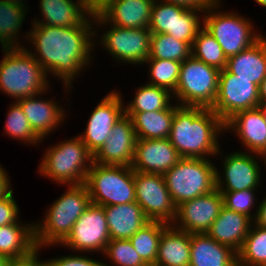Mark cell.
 <instances>
[{"label":"cell","mask_w":266,"mask_h":266,"mask_svg":"<svg viewBox=\"0 0 266 266\" xmlns=\"http://www.w3.org/2000/svg\"><path fill=\"white\" fill-rule=\"evenodd\" d=\"M40 247H36L29 254L19 257L8 259L5 266H40Z\"/></svg>","instance_id":"cell-44"},{"label":"cell","mask_w":266,"mask_h":266,"mask_svg":"<svg viewBox=\"0 0 266 266\" xmlns=\"http://www.w3.org/2000/svg\"><path fill=\"white\" fill-rule=\"evenodd\" d=\"M98 39L102 50L108 51L120 64L143 65L150 57L151 32L148 28H121L111 25ZM122 61V62H121Z\"/></svg>","instance_id":"cell-13"},{"label":"cell","mask_w":266,"mask_h":266,"mask_svg":"<svg viewBox=\"0 0 266 266\" xmlns=\"http://www.w3.org/2000/svg\"><path fill=\"white\" fill-rule=\"evenodd\" d=\"M191 234L169 225L161 234L155 266H189Z\"/></svg>","instance_id":"cell-27"},{"label":"cell","mask_w":266,"mask_h":266,"mask_svg":"<svg viewBox=\"0 0 266 266\" xmlns=\"http://www.w3.org/2000/svg\"><path fill=\"white\" fill-rule=\"evenodd\" d=\"M220 70L190 55L180 66L177 88L172 94L181 106L211 108L218 93Z\"/></svg>","instance_id":"cell-9"},{"label":"cell","mask_w":266,"mask_h":266,"mask_svg":"<svg viewBox=\"0 0 266 266\" xmlns=\"http://www.w3.org/2000/svg\"><path fill=\"white\" fill-rule=\"evenodd\" d=\"M104 207L91 203L73 225L71 233L60 244L80 253L102 252L110 241Z\"/></svg>","instance_id":"cell-11"},{"label":"cell","mask_w":266,"mask_h":266,"mask_svg":"<svg viewBox=\"0 0 266 266\" xmlns=\"http://www.w3.org/2000/svg\"><path fill=\"white\" fill-rule=\"evenodd\" d=\"M5 1H7L8 3H11V4H17V5H19V6H23V7H25L26 8V4L25 3H27V2H25L26 0H5ZM25 4V5H24Z\"/></svg>","instance_id":"cell-50"},{"label":"cell","mask_w":266,"mask_h":266,"mask_svg":"<svg viewBox=\"0 0 266 266\" xmlns=\"http://www.w3.org/2000/svg\"><path fill=\"white\" fill-rule=\"evenodd\" d=\"M215 166L210 159L181 158L163 175L176 207L216 189Z\"/></svg>","instance_id":"cell-7"},{"label":"cell","mask_w":266,"mask_h":266,"mask_svg":"<svg viewBox=\"0 0 266 266\" xmlns=\"http://www.w3.org/2000/svg\"><path fill=\"white\" fill-rule=\"evenodd\" d=\"M221 2V0L216 1L201 16L203 27L216 39L228 59L253 45L262 34L253 30L254 26L250 19L242 14L220 11Z\"/></svg>","instance_id":"cell-6"},{"label":"cell","mask_w":266,"mask_h":266,"mask_svg":"<svg viewBox=\"0 0 266 266\" xmlns=\"http://www.w3.org/2000/svg\"><path fill=\"white\" fill-rule=\"evenodd\" d=\"M254 210L257 214L253 220V223L261 228L266 229V195L262 202L259 203V206Z\"/></svg>","instance_id":"cell-47"},{"label":"cell","mask_w":266,"mask_h":266,"mask_svg":"<svg viewBox=\"0 0 266 266\" xmlns=\"http://www.w3.org/2000/svg\"><path fill=\"white\" fill-rule=\"evenodd\" d=\"M225 69L239 79L251 80L258 87L266 77V40L257 42L227 59Z\"/></svg>","instance_id":"cell-24"},{"label":"cell","mask_w":266,"mask_h":266,"mask_svg":"<svg viewBox=\"0 0 266 266\" xmlns=\"http://www.w3.org/2000/svg\"><path fill=\"white\" fill-rule=\"evenodd\" d=\"M256 3L266 8V0H254Z\"/></svg>","instance_id":"cell-53"},{"label":"cell","mask_w":266,"mask_h":266,"mask_svg":"<svg viewBox=\"0 0 266 266\" xmlns=\"http://www.w3.org/2000/svg\"><path fill=\"white\" fill-rule=\"evenodd\" d=\"M134 184L136 202L147 219L171 225L176 217V205L163 175L134 171Z\"/></svg>","instance_id":"cell-10"},{"label":"cell","mask_w":266,"mask_h":266,"mask_svg":"<svg viewBox=\"0 0 266 266\" xmlns=\"http://www.w3.org/2000/svg\"><path fill=\"white\" fill-rule=\"evenodd\" d=\"M115 266H147L129 239H114L107 243L104 254Z\"/></svg>","instance_id":"cell-39"},{"label":"cell","mask_w":266,"mask_h":266,"mask_svg":"<svg viewBox=\"0 0 266 266\" xmlns=\"http://www.w3.org/2000/svg\"><path fill=\"white\" fill-rule=\"evenodd\" d=\"M45 151L38 165L39 174L64 186L85 183L93 154L78 136L57 142Z\"/></svg>","instance_id":"cell-5"},{"label":"cell","mask_w":266,"mask_h":266,"mask_svg":"<svg viewBox=\"0 0 266 266\" xmlns=\"http://www.w3.org/2000/svg\"><path fill=\"white\" fill-rule=\"evenodd\" d=\"M39 4L42 20L36 18L32 25L74 27L94 13L88 0H39Z\"/></svg>","instance_id":"cell-22"},{"label":"cell","mask_w":266,"mask_h":266,"mask_svg":"<svg viewBox=\"0 0 266 266\" xmlns=\"http://www.w3.org/2000/svg\"><path fill=\"white\" fill-rule=\"evenodd\" d=\"M201 12L204 11L186 8L180 16H176L175 39L192 46L198 31L203 27V17L199 15Z\"/></svg>","instance_id":"cell-40"},{"label":"cell","mask_w":266,"mask_h":266,"mask_svg":"<svg viewBox=\"0 0 266 266\" xmlns=\"http://www.w3.org/2000/svg\"><path fill=\"white\" fill-rule=\"evenodd\" d=\"M222 207L223 197L216 188L208 194L179 204L171 225L190 234L207 233Z\"/></svg>","instance_id":"cell-16"},{"label":"cell","mask_w":266,"mask_h":266,"mask_svg":"<svg viewBox=\"0 0 266 266\" xmlns=\"http://www.w3.org/2000/svg\"><path fill=\"white\" fill-rule=\"evenodd\" d=\"M185 9L180 5L155 0L148 27L149 31L152 34L167 33L175 38L176 16H180Z\"/></svg>","instance_id":"cell-37"},{"label":"cell","mask_w":266,"mask_h":266,"mask_svg":"<svg viewBox=\"0 0 266 266\" xmlns=\"http://www.w3.org/2000/svg\"><path fill=\"white\" fill-rule=\"evenodd\" d=\"M7 258L0 254V266H5L7 262Z\"/></svg>","instance_id":"cell-52"},{"label":"cell","mask_w":266,"mask_h":266,"mask_svg":"<svg viewBox=\"0 0 266 266\" xmlns=\"http://www.w3.org/2000/svg\"><path fill=\"white\" fill-rule=\"evenodd\" d=\"M40 95L42 97L44 92L17 100L16 102L22 108L35 134L43 141L64 122L66 109L63 108L64 106L59 105L55 99H40Z\"/></svg>","instance_id":"cell-20"},{"label":"cell","mask_w":266,"mask_h":266,"mask_svg":"<svg viewBox=\"0 0 266 266\" xmlns=\"http://www.w3.org/2000/svg\"><path fill=\"white\" fill-rule=\"evenodd\" d=\"M259 108L262 110V113L266 121V105H260Z\"/></svg>","instance_id":"cell-54"},{"label":"cell","mask_w":266,"mask_h":266,"mask_svg":"<svg viewBox=\"0 0 266 266\" xmlns=\"http://www.w3.org/2000/svg\"><path fill=\"white\" fill-rule=\"evenodd\" d=\"M182 62L148 58L143 64H147L150 79L147 84L167 89L174 93L180 74Z\"/></svg>","instance_id":"cell-36"},{"label":"cell","mask_w":266,"mask_h":266,"mask_svg":"<svg viewBox=\"0 0 266 266\" xmlns=\"http://www.w3.org/2000/svg\"><path fill=\"white\" fill-rule=\"evenodd\" d=\"M36 248L34 222L17 223L0 227V254L7 259L19 258Z\"/></svg>","instance_id":"cell-29"},{"label":"cell","mask_w":266,"mask_h":266,"mask_svg":"<svg viewBox=\"0 0 266 266\" xmlns=\"http://www.w3.org/2000/svg\"><path fill=\"white\" fill-rule=\"evenodd\" d=\"M107 0H88L90 7L95 12Z\"/></svg>","instance_id":"cell-49"},{"label":"cell","mask_w":266,"mask_h":266,"mask_svg":"<svg viewBox=\"0 0 266 266\" xmlns=\"http://www.w3.org/2000/svg\"><path fill=\"white\" fill-rule=\"evenodd\" d=\"M2 52L0 92L17 101L51 89L48 75L25 47L3 48Z\"/></svg>","instance_id":"cell-4"},{"label":"cell","mask_w":266,"mask_h":266,"mask_svg":"<svg viewBox=\"0 0 266 266\" xmlns=\"http://www.w3.org/2000/svg\"><path fill=\"white\" fill-rule=\"evenodd\" d=\"M189 266H238L237 253L208 234H191Z\"/></svg>","instance_id":"cell-26"},{"label":"cell","mask_w":266,"mask_h":266,"mask_svg":"<svg viewBox=\"0 0 266 266\" xmlns=\"http://www.w3.org/2000/svg\"><path fill=\"white\" fill-rule=\"evenodd\" d=\"M103 207L111 240L130 239L149 222L136 201Z\"/></svg>","instance_id":"cell-25"},{"label":"cell","mask_w":266,"mask_h":266,"mask_svg":"<svg viewBox=\"0 0 266 266\" xmlns=\"http://www.w3.org/2000/svg\"><path fill=\"white\" fill-rule=\"evenodd\" d=\"M190 55L191 46L187 42L179 41L167 33L151 34L149 58L183 62Z\"/></svg>","instance_id":"cell-35"},{"label":"cell","mask_w":266,"mask_h":266,"mask_svg":"<svg viewBox=\"0 0 266 266\" xmlns=\"http://www.w3.org/2000/svg\"><path fill=\"white\" fill-rule=\"evenodd\" d=\"M237 265L266 266V229L252 223L243 246L237 253Z\"/></svg>","instance_id":"cell-33"},{"label":"cell","mask_w":266,"mask_h":266,"mask_svg":"<svg viewBox=\"0 0 266 266\" xmlns=\"http://www.w3.org/2000/svg\"><path fill=\"white\" fill-rule=\"evenodd\" d=\"M40 266H55L49 259L40 262Z\"/></svg>","instance_id":"cell-51"},{"label":"cell","mask_w":266,"mask_h":266,"mask_svg":"<svg viewBox=\"0 0 266 266\" xmlns=\"http://www.w3.org/2000/svg\"><path fill=\"white\" fill-rule=\"evenodd\" d=\"M11 187L10 177L3 166L0 165V199L6 197L13 190Z\"/></svg>","instance_id":"cell-46"},{"label":"cell","mask_w":266,"mask_h":266,"mask_svg":"<svg viewBox=\"0 0 266 266\" xmlns=\"http://www.w3.org/2000/svg\"><path fill=\"white\" fill-rule=\"evenodd\" d=\"M252 223L253 220L247 215L237 213L223 206L206 234L238 253Z\"/></svg>","instance_id":"cell-23"},{"label":"cell","mask_w":266,"mask_h":266,"mask_svg":"<svg viewBox=\"0 0 266 266\" xmlns=\"http://www.w3.org/2000/svg\"><path fill=\"white\" fill-rule=\"evenodd\" d=\"M6 113L7 119L5 123L4 132L12 139L20 140L26 145H40L43 142L31 128L27 117L24 115L20 105L13 101Z\"/></svg>","instance_id":"cell-38"},{"label":"cell","mask_w":266,"mask_h":266,"mask_svg":"<svg viewBox=\"0 0 266 266\" xmlns=\"http://www.w3.org/2000/svg\"><path fill=\"white\" fill-rule=\"evenodd\" d=\"M260 105H266V77L259 85Z\"/></svg>","instance_id":"cell-48"},{"label":"cell","mask_w":266,"mask_h":266,"mask_svg":"<svg viewBox=\"0 0 266 266\" xmlns=\"http://www.w3.org/2000/svg\"><path fill=\"white\" fill-rule=\"evenodd\" d=\"M259 106V87L256 84L239 79L226 69L220 71L218 93L211 109L224 123L239 111Z\"/></svg>","instance_id":"cell-12"},{"label":"cell","mask_w":266,"mask_h":266,"mask_svg":"<svg viewBox=\"0 0 266 266\" xmlns=\"http://www.w3.org/2000/svg\"><path fill=\"white\" fill-rule=\"evenodd\" d=\"M175 105L164 110L151 112L125 113L132 120L137 139H166L169 137Z\"/></svg>","instance_id":"cell-28"},{"label":"cell","mask_w":266,"mask_h":266,"mask_svg":"<svg viewBox=\"0 0 266 266\" xmlns=\"http://www.w3.org/2000/svg\"><path fill=\"white\" fill-rule=\"evenodd\" d=\"M162 1L180 5L188 9H198L201 11H205L218 0H162Z\"/></svg>","instance_id":"cell-45"},{"label":"cell","mask_w":266,"mask_h":266,"mask_svg":"<svg viewBox=\"0 0 266 266\" xmlns=\"http://www.w3.org/2000/svg\"><path fill=\"white\" fill-rule=\"evenodd\" d=\"M155 0H107L94 12V25L148 28Z\"/></svg>","instance_id":"cell-17"},{"label":"cell","mask_w":266,"mask_h":266,"mask_svg":"<svg viewBox=\"0 0 266 266\" xmlns=\"http://www.w3.org/2000/svg\"><path fill=\"white\" fill-rule=\"evenodd\" d=\"M13 190L4 198L0 199V227L17 223L19 218V206L14 197Z\"/></svg>","instance_id":"cell-42"},{"label":"cell","mask_w":266,"mask_h":266,"mask_svg":"<svg viewBox=\"0 0 266 266\" xmlns=\"http://www.w3.org/2000/svg\"><path fill=\"white\" fill-rule=\"evenodd\" d=\"M182 157L166 139H137L131 167L142 173L164 175Z\"/></svg>","instance_id":"cell-19"},{"label":"cell","mask_w":266,"mask_h":266,"mask_svg":"<svg viewBox=\"0 0 266 266\" xmlns=\"http://www.w3.org/2000/svg\"><path fill=\"white\" fill-rule=\"evenodd\" d=\"M121 92H109L92 111L87 126L79 138L94 155L110 136L114 124L124 115V102Z\"/></svg>","instance_id":"cell-15"},{"label":"cell","mask_w":266,"mask_h":266,"mask_svg":"<svg viewBox=\"0 0 266 266\" xmlns=\"http://www.w3.org/2000/svg\"><path fill=\"white\" fill-rule=\"evenodd\" d=\"M91 203L100 206L135 202L134 170L131 166L93 163L84 183Z\"/></svg>","instance_id":"cell-8"},{"label":"cell","mask_w":266,"mask_h":266,"mask_svg":"<svg viewBox=\"0 0 266 266\" xmlns=\"http://www.w3.org/2000/svg\"><path fill=\"white\" fill-rule=\"evenodd\" d=\"M224 132V122L211 108L181 106L175 102L168 139L182 158L209 159L222 155L218 138Z\"/></svg>","instance_id":"cell-2"},{"label":"cell","mask_w":266,"mask_h":266,"mask_svg":"<svg viewBox=\"0 0 266 266\" xmlns=\"http://www.w3.org/2000/svg\"><path fill=\"white\" fill-rule=\"evenodd\" d=\"M65 193L47 209L43 221L34 224L36 247L59 246L71 233L73 225L91 204L85 184L67 185ZM59 244V245H58Z\"/></svg>","instance_id":"cell-3"},{"label":"cell","mask_w":266,"mask_h":266,"mask_svg":"<svg viewBox=\"0 0 266 266\" xmlns=\"http://www.w3.org/2000/svg\"><path fill=\"white\" fill-rule=\"evenodd\" d=\"M262 162H264V163H265V164H263V165H264V167H266V155H263Z\"/></svg>","instance_id":"cell-55"},{"label":"cell","mask_w":266,"mask_h":266,"mask_svg":"<svg viewBox=\"0 0 266 266\" xmlns=\"http://www.w3.org/2000/svg\"><path fill=\"white\" fill-rule=\"evenodd\" d=\"M83 256H79L78 253L77 255H67V256H62L57 257V258H52L49 259L55 266H113V265H108L104 264L106 262H101L98 260H95L93 258H89L86 255L84 256V253L82 254Z\"/></svg>","instance_id":"cell-43"},{"label":"cell","mask_w":266,"mask_h":266,"mask_svg":"<svg viewBox=\"0 0 266 266\" xmlns=\"http://www.w3.org/2000/svg\"><path fill=\"white\" fill-rule=\"evenodd\" d=\"M91 20V21H90ZM94 25V13L81 25L74 27H56L32 25L25 35V42L33 44L32 49L25 48L41 65L47 75L61 79L68 94L75 78L87 66L92 64V52L98 35ZM95 27V28H94ZM92 29V30H91ZM94 38V42L93 41ZM91 61V62H90Z\"/></svg>","instance_id":"cell-1"},{"label":"cell","mask_w":266,"mask_h":266,"mask_svg":"<svg viewBox=\"0 0 266 266\" xmlns=\"http://www.w3.org/2000/svg\"><path fill=\"white\" fill-rule=\"evenodd\" d=\"M29 8L0 0V45L3 48H20L18 34ZM18 40V41H17Z\"/></svg>","instance_id":"cell-30"},{"label":"cell","mask_w":266,"mask_h":266,"mask_svg":"<svg viewBox=\"0 0 266 266\" xmlns=\"http://www.w3.org/2000/svg\"><path fill=\"white\" fill-rule=\"evenodd\" d=\"M224 130L235 132L246 152L266 155V121L259 107L237 112L224 123Z\"/></svg>","instance_id":"cell-21"},{"label":"cell","mask_w":266,"mask_h":266,"mask_svg":"<svg viewBox=\"0 0 266 266\" xmlns=\"http://www.w3.org/2000/svg\"><path fill=\"white\" fill-rule=\"evenodd\" d=\"M258 189H246L241 191L220 192L223 197V206L237 213L247 215L252 220L257 213H252L255 204V196ZM253 208V209H252Z\"/></svg>","instance_id":"cell-41"},{"label":"cell","mask_w":266,"mask_h":266,"mask_svg":"<svg viewBox=\"0 0 266 266\" xmlns=\"http://www.w3.org/2000/svg\"><path fill=\"white\" fill-rule=\"evenodd\" d=\"M191 55L209 66L224 70L227 57L216 39L202 27L191 46Z\"/></svg>","instance_id":"cell-34"},{"label":"cell","mask_w":266,"mask_h":266,"mask_svg":"<svg viewBox=\"0 0 266 266\" xmlns=\"http://www.w3.org/2000/svg\"><path fill=\"white\" fill-rule=\"evenodd\" d=\"M134 94V99L124 106L125 113L164 110L173 99L172 93L167 89L150 84L139 86Z\"/></svg>","instance_id":"cell-32"},{"label":"cell","mask_w":266,"mask_h":266,"mask_svg":"<svg viewBox=\"0 0 266 266\" xmlns=\"http://www.w3.org/2000/svg\"><path fill=\"white\" fill-rule=\"evenodd\" d=\"M137 137L129 116L117 121L103 146L93 155V163L131 166Z\"/></svg>","instance_id":"cell-18"},{"label":"cell","mask_w":266,"mask_h":266,"mask_svg":"<svg viewBox=\"0 0 266 266\" xmlns=\"http://www.w3.org/2000/svg\"><path fill=\"white\" fill-rule=\"evenodd\" d=\"M168 226L160 221H149L129 239L147 266H155L161 234Z\"/></svg>","instance_id":"cell-31"},{"label":"cell","mask_w":266,"mask_h":266,"mask_svg":"<svg viewBox=\"0 0 266 266\" xmlns=\"http://www.w3.org/2000/svg\"><path fill=\"white\" fill-rule=\"evenodd\" d=\"M259 159L261 162L263 156L245 151L241 152V150L228 155L225 154L222 161L223 173L216 166V188L220 192L258 189L257 187H260V182H262Z\"/></svg>","instance_id":"cell-14"}]
</instances>
